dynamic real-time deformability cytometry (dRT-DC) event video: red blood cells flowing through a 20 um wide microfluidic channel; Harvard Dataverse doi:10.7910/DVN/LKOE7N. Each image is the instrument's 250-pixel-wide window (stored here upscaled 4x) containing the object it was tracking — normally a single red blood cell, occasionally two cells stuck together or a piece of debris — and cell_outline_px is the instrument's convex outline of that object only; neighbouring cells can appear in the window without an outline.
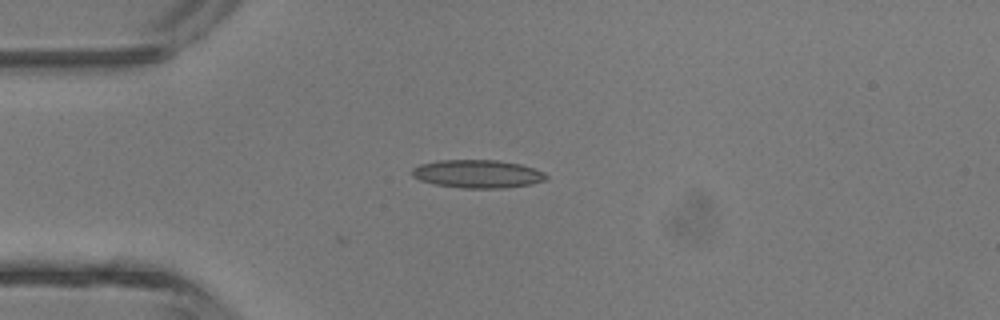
{"species": "common noctule bat (a hibernating species)", "species_latin": "Nyctalus noctula", "temperature_condition": "room temperature", "stored_images_in_passage": 24, "camera_frame_rate_fps": 3000, "um_per_image_px": 0.085, "animal": {"sex": "male", "body_mass_g": 13.3}, "frame": {"image": 1, "passage_image": 1, "time_ms": 0.0, "image_size_px": [1000, 320], "cell_outline_px": [[548, 180], [532, 184], [504, 188], [460, 188], [436, 184], [420, 180], [412, 176], [412, 168], [420, 164], [440, 160], [496, 160], [520, 164], [544, 172], [548, 176]], "centroid_in_image_um": [40.61, 14.78], "position_along_channel_um": 44.4, "area_um2": 22.02}}
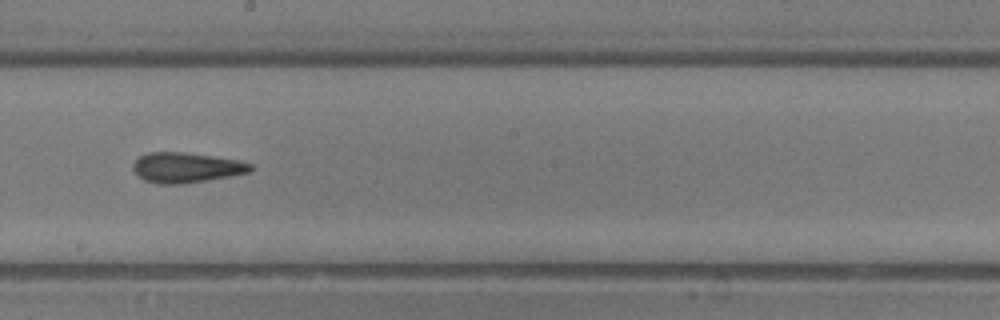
{"frame": {"image": 2, "passage_image": 14, "time_ms": 4.333, "image_size_px": [1000, 320], "cell_outline_px": [[256, 168], [252, 172], [208, 180], [180, 184], [156, 184], [144, 180], [136, 176], [132, 168], [132, 164], [140, 156], [148, 152], [184, 152], [212, 156], [236, 160], [252, 164]], "centroid_in_image_um": [15.82, 14.25], "position_along_channel_um": 232.4, "area_um2": 20.87}}
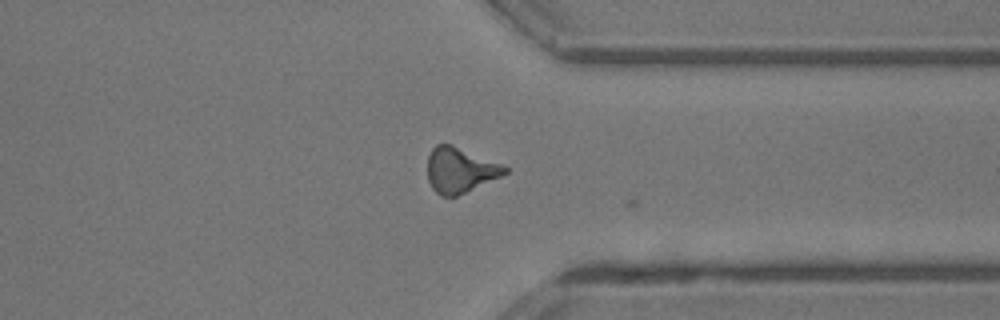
{"frame": {"image": 3, "passage_image": 23, "time_ms": 7.333, "image_size_px": [1000, 320], "cell_outline_px": [[508, 172], [500, 176], [456, 196], [440, 196], [432, 188], [428, 180], [428, 156], [432, 148], [436, 144], [452, 144], [500, 164], [508, 168]], "centroid_in_image_um": [39.05, 14.45], "position_along_channel_um": 372.3, "area_um2": 20.0}, "authors_computed_cell_mechanics": {"area_um2": 19.9988, "velocity_mm_per_s": 4.7618, "shape_relaxation_time_tau1_ms": 7.8239, "shape_relaxation_time_tau2_ms": 3.7268, "deformation_change_tau1": 0.2154, "deformation_change_tau2": 0.1796}}